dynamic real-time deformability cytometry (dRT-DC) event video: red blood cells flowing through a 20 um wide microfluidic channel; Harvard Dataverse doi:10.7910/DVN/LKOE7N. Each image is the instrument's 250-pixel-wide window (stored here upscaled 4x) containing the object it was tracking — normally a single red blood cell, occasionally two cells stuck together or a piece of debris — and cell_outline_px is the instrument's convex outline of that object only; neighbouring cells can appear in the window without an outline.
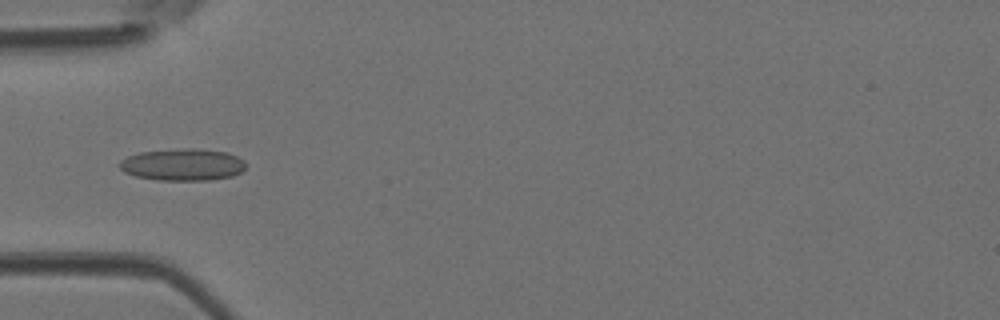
{"species": "Egyptian fruit bat (a non-hibernating species)", "species_latin": "Rousettus aegyptiacus", "temperature_condition": "room temperature", "stored_images_in_passage": 41, "camera_frame_rate_fps": 3000, "um_per_image_px": 0.085, "animal": {"sex": "female"}, "frame": {"image": 1, "passage_image": 15, "time_ms": 4.667, "image_size_px": [1000, 320], "cell_outline_px": [[248, 164], [240, 172], [232, 176], [208, 180], [156, 180], [136, 176], [124, 172], [120, 168], [120, 160], [128, 156], [140, 152], [184, 148], [196, 148], [228, 152], [244, 160]], "centroid_in_image_um": [15.55, 13.99], "position_along_channel_um": 69.5, "area_um2": 23.58}}
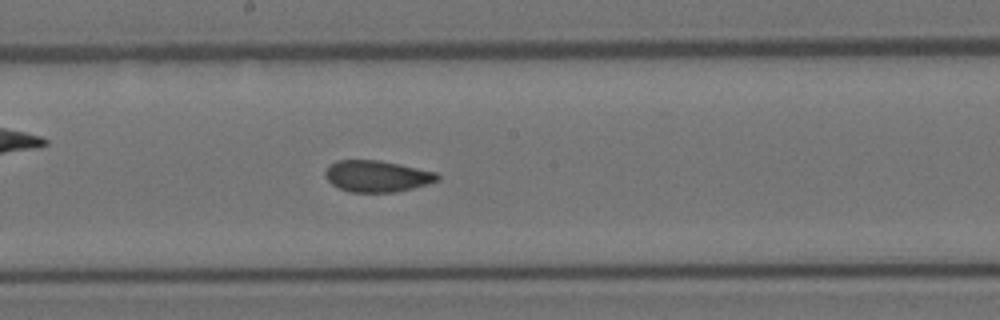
{"frame": {"image": 2, "passage_image": 25, "time_ms": 8.0, "image_size_px": [1000, 320], "cell_outline_px": [[440, 180], [428, 184], [396, 192], [348, 192], [332, 184], [324, 176], [324, 172], [336, 160], [380, 160], [400, 164], [436, 172], [440, 176]], "centroid_in_image_um": [32.06, 14.97], "position_along_channel_um": 216.1, "area_um2": 20.58}}
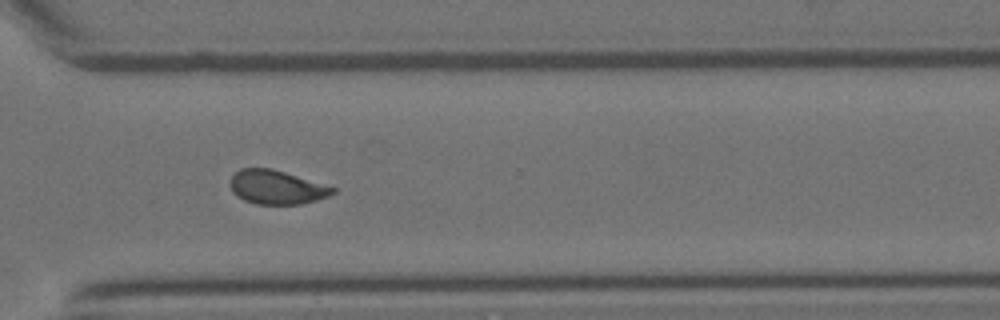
{"frame": {"image": 3, "passage_image": 34, "time_ms": 11.0, "image_size_px": [1000, 320], "cell_outline_px": [[336, 192], [328, 196], [316, 200], [300, 204], [256, 204], [244, 200], [236, 196], [232, 192], [228, 184], [232, 176], [240, 168], [272, 168], [336, 188]], "centroid_in_image_um": [23.47, 15.91], "position_along_channel_um": 347.1, "area_um2": 20.29}}